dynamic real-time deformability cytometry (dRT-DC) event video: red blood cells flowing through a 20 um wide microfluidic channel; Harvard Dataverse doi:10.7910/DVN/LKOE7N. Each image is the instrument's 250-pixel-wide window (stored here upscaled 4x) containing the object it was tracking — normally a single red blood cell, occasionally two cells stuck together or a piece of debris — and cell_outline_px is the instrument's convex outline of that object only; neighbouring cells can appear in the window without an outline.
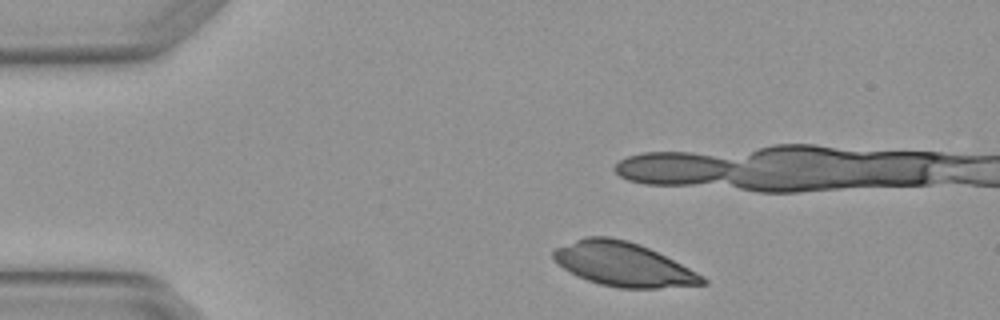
{"species": "Egyptian fruit bat (a non-hibernating species)", "species_latin": "Rousettus aegyptiacus", "temperature_condition": "warm", "stored_images_in_passage": 6, "camera_frame_rate_fps": 3000, "um_per_image_px": 0.085, "animal": {"sex": "female"}, "frame": {"image": 1, "passage_image": 1, "time_ms": 0.0, "image_size_px": [1000, 320], "cell_outline_px": [[708, 284], [660, 288], [620, 288], [600, 284], [588, 280], [564, 268], [552, 260], [552, 252], [556, 248], [584, 236], [608, 236], [628, 240], [640, 244], [704, 276], [708, 280]], "centroid_in_image_um": [52.97, 22.46], "position_along_channel_um": 32.0, "area_um2": 37.86}}